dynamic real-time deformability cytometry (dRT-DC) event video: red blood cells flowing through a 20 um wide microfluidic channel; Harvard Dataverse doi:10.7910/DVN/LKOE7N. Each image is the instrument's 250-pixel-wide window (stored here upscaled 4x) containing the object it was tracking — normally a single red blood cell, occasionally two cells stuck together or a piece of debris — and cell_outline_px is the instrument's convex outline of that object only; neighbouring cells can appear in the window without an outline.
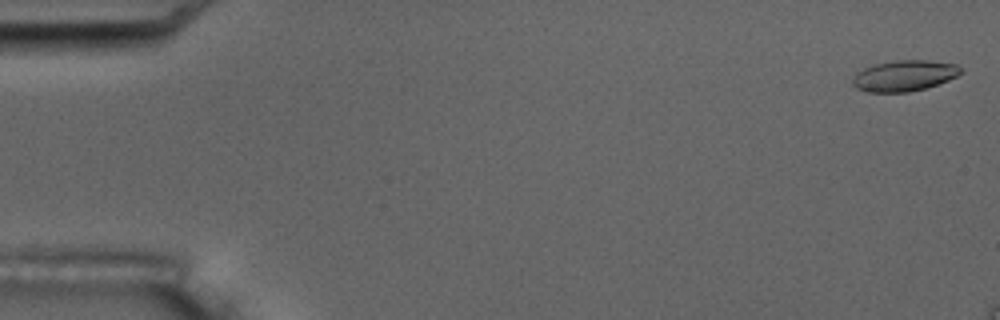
{"species": "common noctule bat (a hibernating species)", "species_latin": "Nyctalus noctula", "temperature_condition": "room temperature", "stored_images_in_passage": 3, "camera_frame_rate_fps": 3000, "um_per_image_px": 0.085, "animal": {"sex": "male", "body_mass_g": 17.5, "forearm_length_mm": 52.3}, "frame": {"image": 1, "passage_image": 1, "time_ms": 0.0, "image_size_px": [1000, 320], "cell_outline_px": [[964, 72], [948, 80], [924, 88], [908, 92], [868, 92], [856, 88], [852, 84], [852, 76], [856, 72], [864, 68], [876, 64], [896, 60], [928, 60], [956, 64]], "centroid_in_image_um": [76.83, 6.43], "position_along_channel_um": 8.2, "area_um2": 19.42}}